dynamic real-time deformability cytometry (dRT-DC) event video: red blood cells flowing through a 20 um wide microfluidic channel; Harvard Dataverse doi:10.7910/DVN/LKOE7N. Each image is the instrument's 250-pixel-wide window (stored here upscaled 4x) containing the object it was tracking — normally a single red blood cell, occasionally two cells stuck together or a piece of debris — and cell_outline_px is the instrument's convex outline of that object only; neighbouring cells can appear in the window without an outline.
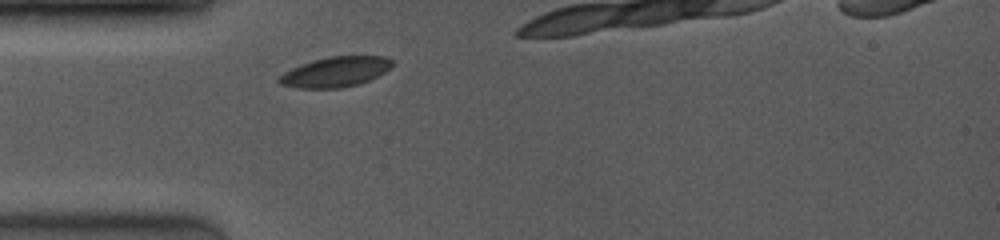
{"species": "common noctule bat (a hibernating species)", "species_latin": "Nyctalus noctula", "temperature_condition": "room temperature", "stored_images_in_passage": 2, "camera_frame_rate_fps": 4000, "um_per_image_px": 0.085, "animal": {"sex": "female", "body_mass_g": 19.0, "forearm_length_mm": 53.3}, "frame": {"image": 1, "passage_image": 2, "time_ms": 1.0, "image_size_px": [1000, 240], "cell_outline_px": [[392, 68], [360, 84], [340, 88], [296, 88], [280, 84], [276, 80], [284, 72], [292, 68], [316, 60], [332, 56], [384, 56], [392, 60]], "centroid_in_image_um": [28.52, 6.12], "position_along_channel_um": 56.5, "area_um2": 19.65}}